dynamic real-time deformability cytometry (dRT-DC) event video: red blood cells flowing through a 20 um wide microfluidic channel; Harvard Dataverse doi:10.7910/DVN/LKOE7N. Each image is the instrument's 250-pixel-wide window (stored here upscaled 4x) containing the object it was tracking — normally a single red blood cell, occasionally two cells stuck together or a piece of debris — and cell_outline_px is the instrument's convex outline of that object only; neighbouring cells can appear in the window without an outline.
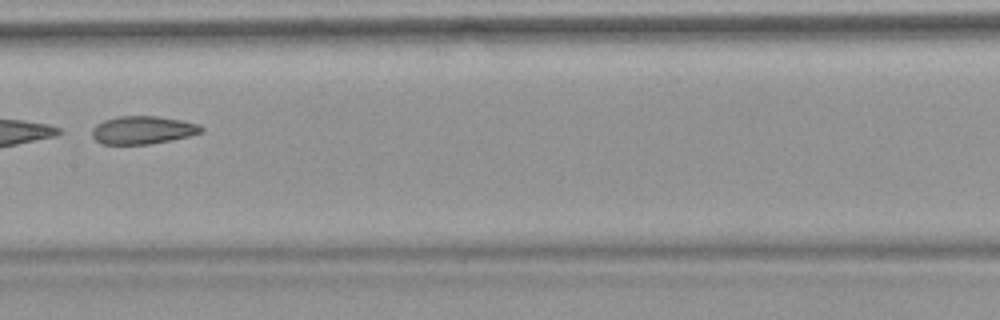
{"species": "common noctule bat (a hibernating species)", "species_latin": "Nyctalus noctula", "temperature_condition": "warm", "stored_images_in_passage": 8, "camera_frame_rate_fps": 3000, "um_per_image_px": 0.085, "animal": {"sex": "female", "body_mass_g": 18.4}, "frame": {"image": 1, "passage_image": 5, "time_ms": 4.667, "image_size_px": [1000, 320], "cell_outline_px": [[204, 132], [172, 140], [148, 144], [100, 144], [92, 136], [92, 128], [96, 124], [104, 120], [116, 116], [156, 116], [180, 120], [200, 124], [204, 128]], "centroid_in_image_um": [12.13, 11.05], "position_along_channel_um": 195.3, "area_um2": 17.92}}